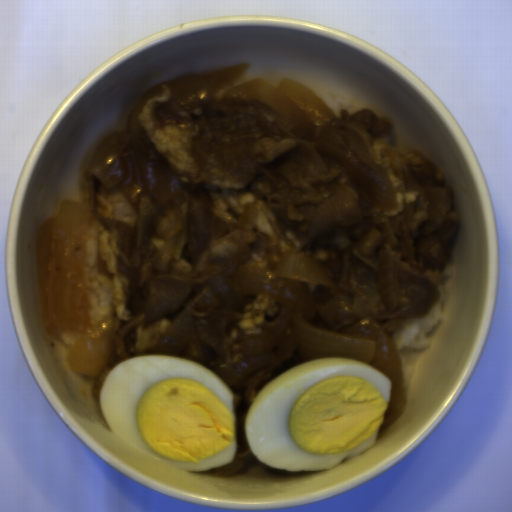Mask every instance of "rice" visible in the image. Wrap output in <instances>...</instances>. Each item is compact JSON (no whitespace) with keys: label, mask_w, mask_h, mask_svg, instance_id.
Returning <instances> with one entry per match:
<instances>
[{"label":"rice","mask_w":512,"mask_h":512,"mask_svg":"<svg viewBox=\"0 0 512 512\" xmlns=\"http://www.w3.org/2000/svg\"><path fill=\"white\" fill-rule=\"evenodd\" d=\"M108 201L112 206L114 218L125 223L134 224L136 219L134 208L122 193H113L108 197Z\"/></svg>","instance_id":"obj_3"},{"label":"rice","mask_w":512,"mask_h":512,"mask_svg":"<svg viewBox=\"0 0 512 512\" xmlns=\"http://www.w3.org/2000/svg\"><path fill=\"white\" fill-rule=\"evenodd\" d=\"M318 97L325 102V104L330 108L333 114L338 115L340 110H345L348 113L352 114L355 113L359 108L349 99H344L341 94L334 93L331 91Z\"/></svg>","instance_id":"obj_4"},{"label":"rice","mask_w":512,"mask_h":512,"mask_svg":"<svg viewBox=\"0 0 512 512\" xmlns=\"http://www.w3.org/2000/svg\"><path fill=\"white\" fill-rule=\"evenodd\" d=\"M98 232V221L90 222L87 225V235L82 252L87 307L89 319L93 325L115 318L113 283L99 271L98 267Z\"/></svg>","instance_id":"obj_1"},{"label":"rice","mask_w":512,"mask_h":512,"mask_svg":"<svg viewBox=\"0 0 512 512\" xmlns=\"http://www.w3.org/2000/svg\"><path fill=\"white\" fill-rule=\"evenodd\" d=\"M438 299L432 310L422 318L406 320L390 338L393 339L400 356L405 392L409 390L413 378L412 366L406 363L401 355L403 351H411L429 346L427 334L431 328L441 321V311L449 298V290L446 285L437 287Z\"/></svg>","instance_id":"obj_2"},{"label":"rice","mask_w":512,"mask_h":512,"mask_svg":"<svg viewBox=\"0 0 512 512\" xmlns=\"http://www.w3.org/2000/svg\"><path fill=\"white\" fill-rule=\"evenodd\" d=\"M58 335L64 345L69 348L71 344L78 338V333L74 328H64L58 333Z\"/></svg>","instance_id":"obj_5"}]
</instances>
